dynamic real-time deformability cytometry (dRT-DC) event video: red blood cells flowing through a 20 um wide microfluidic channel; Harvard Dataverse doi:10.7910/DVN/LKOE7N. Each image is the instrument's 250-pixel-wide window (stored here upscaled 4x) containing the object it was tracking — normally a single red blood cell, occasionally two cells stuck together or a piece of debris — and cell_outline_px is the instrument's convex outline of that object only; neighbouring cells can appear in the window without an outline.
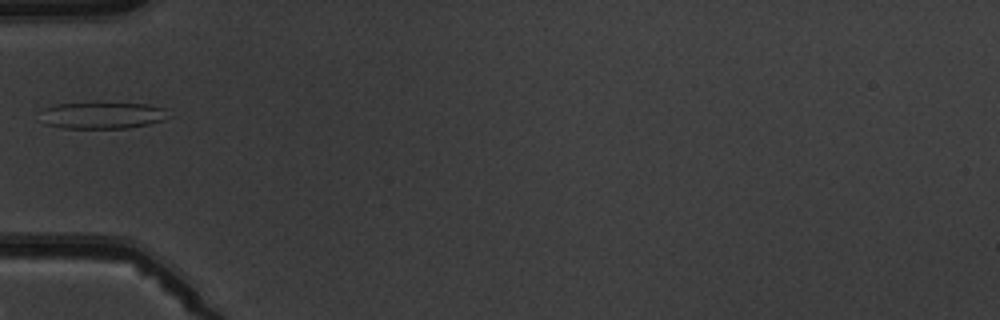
{"species": "common noctule bat (a hibernating species)", "species_latin": "Nyctalus noctula", "temperature_condition": "warm", "stored_images_in_passage": 6, "camera_frame_rate_fps": 3000, "um_per_image_px": 0.085, "animal": {"sex": "male", "body_mass_g": 19.5, "forearm_length_mm": 54.6}, "frame": {"image": 1, "passage_image": 5, "time_ms": 5.667, "image_size_px": [1000, 320], "cell_outline_px": [[176, 116], [164, 120], [148, 124], [128, 128], [64, 128], [44, 124], [44, 108], [56, 104], [148, 104], [164, 108]], "centroid_in_image_um": [8.83, 9.82], "position_along_channel_um": 76.2, "area_um2": 19.65}}
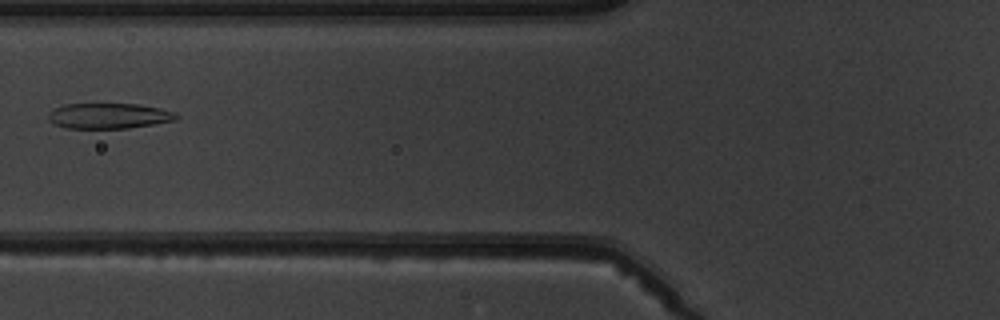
{"frame": {"image": 2, "passage_image": 6, "time_ms": 6.667, "image_size_px": [1000, 320], "cell_outline_px": [[180, 116], [176, 120], [128, 128], [64, 128], [48, 120], [48, 112], [64, 104], [140, 104], [160, 108], [176, 112]], "centroid_in_image_um": [9.27, 9.84], "position_along_channel_um": 116.5, "area_um2": 19.02}}